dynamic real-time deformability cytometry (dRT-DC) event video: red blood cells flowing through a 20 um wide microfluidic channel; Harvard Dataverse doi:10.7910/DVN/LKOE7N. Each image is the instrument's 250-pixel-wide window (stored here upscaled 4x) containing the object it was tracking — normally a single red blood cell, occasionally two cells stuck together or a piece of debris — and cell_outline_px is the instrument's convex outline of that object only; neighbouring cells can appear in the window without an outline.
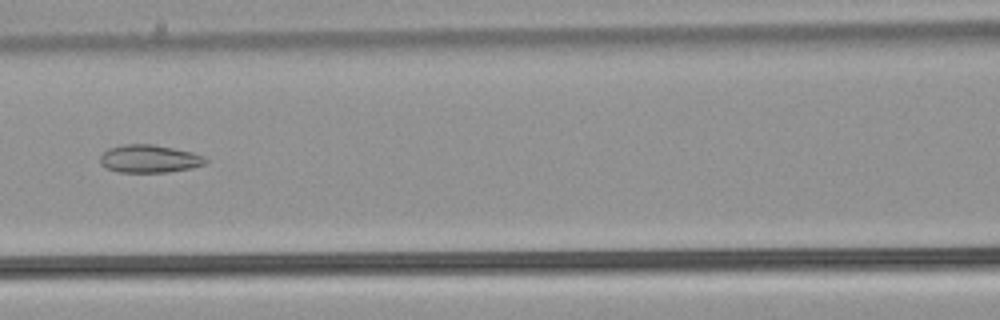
{"species": "common noctule bat (a hibernating species)", "species_latin": "Nyctalus noctula", "temperature_condition": "warm", "stored_images_in_passage": 51, "camera_frame_rate_fps": 3000, "um_per_image_px": 0.085, "animal": {"sex": "male", "body_mass_g": 21.5, "forearm_length_mm": 52.0}, "frame": {"image": 1, "passage_image": 23, "time_ms": 7.333, "image_size_px": [1000, 320], "cell_outline_px": [[208, 160], [204, 164], [192, 168], [168, 172], [120, 172], [104, 168], [100, 164], [100, 156], [108, 148], [124, 144], [152, 144], [192, 152], [204, 156]], "centroid_in_image_um": [12.67, 13.5], "position_along_channel_um": 153.9, "area_um2": 17.17}}
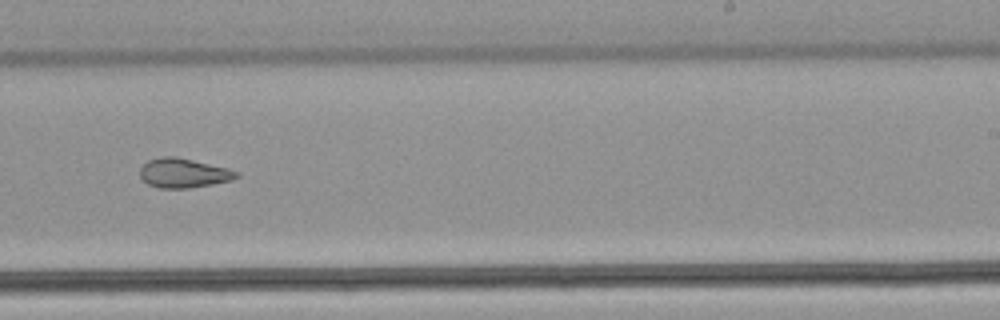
{"frame": {"image": 2, "passage_image": 32, "time_ms": 10.333, "image_size_px": [1000, 320], "cell_outline_px": [[240, 176], [232, 180], [212, 184], [188, 188], [160, 188], [148, 184], [140, 176], [140, 168], [148, 160], [160, 156], [176, 156], [228, 168], [240, 172]], "centroid_in_image_um": [15.62, 14.7], "position_along_channel_um": 273.4, "area_um2": 16.59}}
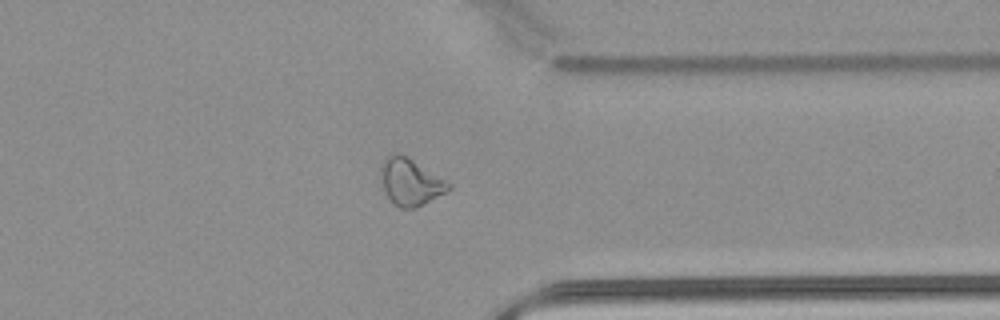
{"frame": {"image": 3, "passage_image": 40, "time_ms": 13.0, "image_size_px": [1000, 320], "cell_outline_px": [[452, 188], [424, 204], [416, 208], [400, 208], [388, 196], [384, 188], [380, 172], [380, 168], [384, 160], [392, 152], [396, 152], [412, 160], [452, 184]], "centroid_in_image_um": [34.89, 15.47], "position_along_channel_um": 376.5, "area_um2": 17.98}}